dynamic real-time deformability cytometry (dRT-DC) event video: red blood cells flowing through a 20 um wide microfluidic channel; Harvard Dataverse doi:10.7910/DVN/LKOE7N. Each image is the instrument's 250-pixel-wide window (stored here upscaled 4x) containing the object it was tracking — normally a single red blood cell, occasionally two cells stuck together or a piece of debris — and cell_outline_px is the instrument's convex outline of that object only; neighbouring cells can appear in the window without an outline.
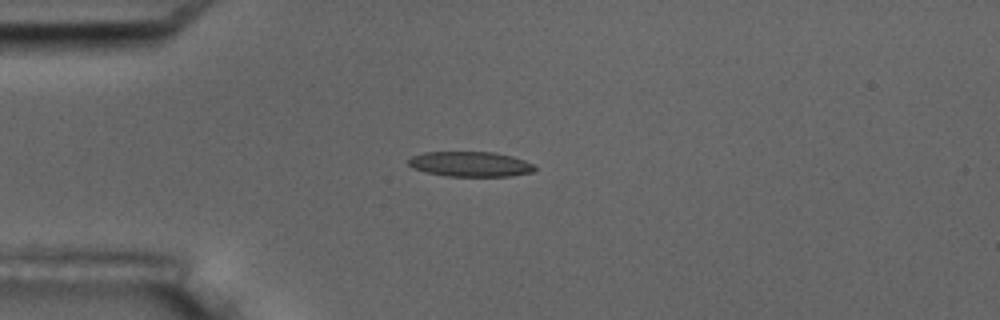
{"species": "common noctule bat (a hibernating species)", "species_latin": "Nyctalus noctula", "temperature_condition": "room temperature", "stored_images_in_passage": 4, "camera_frame_rate_fps": 3000, "um_per_image_px": 0.085, "animal": {"sex": "male", "body_mass_g": 17.5, "forearm_length_mm": 52.3}, "frame": {"image": 1, "passage_image": 3, "time_ms": 2.333, "image_size_px": [1000, 320], "cell_outline_px": [[536, 168], [532, 172], [512, 176], [448, 176], [428, 172], [412, 168], [408, 164], [408, 160], [412, 156], [424, 152], [496, 152], [512, 156], [524, 160], [532, 164]], "centroid_in_image_um": [39.98, 13.94], "position_along_channel_um": 45.0, "area_um2": 18.38}}